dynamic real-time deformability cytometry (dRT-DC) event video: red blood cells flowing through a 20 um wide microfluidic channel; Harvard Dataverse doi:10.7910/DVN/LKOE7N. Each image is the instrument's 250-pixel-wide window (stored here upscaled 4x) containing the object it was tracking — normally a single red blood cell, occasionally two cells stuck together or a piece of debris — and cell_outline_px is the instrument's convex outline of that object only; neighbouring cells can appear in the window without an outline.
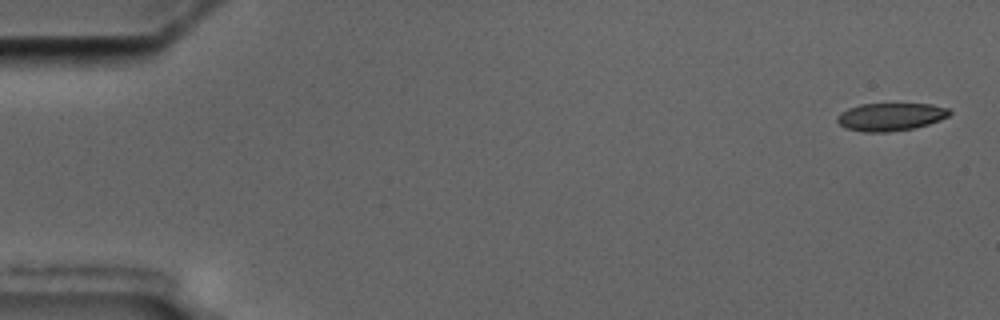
{"species": "common noctule bat (a hibernating species)", "species_latin": "Nyctalus noctula", "temperature_condition": "cold", "stored_images_in_passage": 12, "camera_frame_rate_fps": 3000, "um_per_image_px": 0.085, "animal": {"sex": "male", "body_mass_g": 17.5, "forearm_length_mm": 52.3}, "frame": {"image": 1, "passage_image": 1, "time_ms": 0.0, "image_size_px": [1000, 320], "cell_outline_px": [[952, 112], [948, 116], [940, 120], [928, 124], [912, 128], [888, 132], [864, 132], [844, 128], [836, 120], [836, 116], [840, 112], [848, 108], [860, 104], [932, 104], [948, 108]], "centroid_in_image_um": [75.67, 9.92], "position_along_channel_um": 9.3, "area_um2": 18.26}}
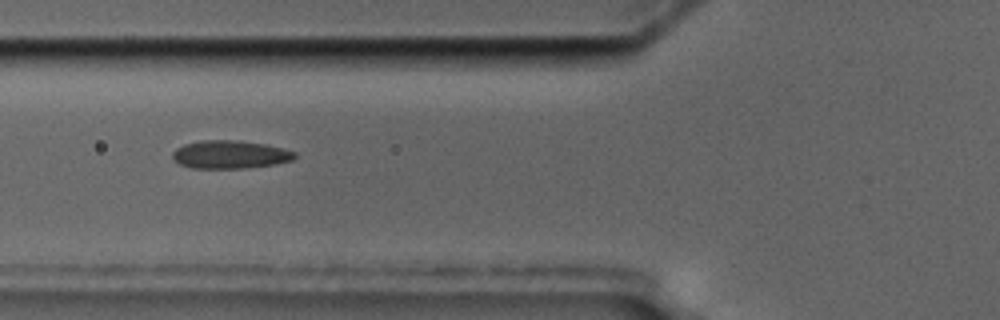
{"frame": {"image": 2, "passage_image": 6, "time_ms": 6.667, "image_size_px": [1000, 320], "cell_outline_px": [[296, 156], [292, 160], [276, 164], [248, 168], [192, 168], [180, 164], [172, 160], [172, 152], [176, 148], [184, 144], [200, 140], [240, 140], [268, 144], [284, 148], [296, 152]], "centroid_in_image_um": [19.56, 13.13], "position_along_channel_um": 106.2, "area_um2": 20.35}}
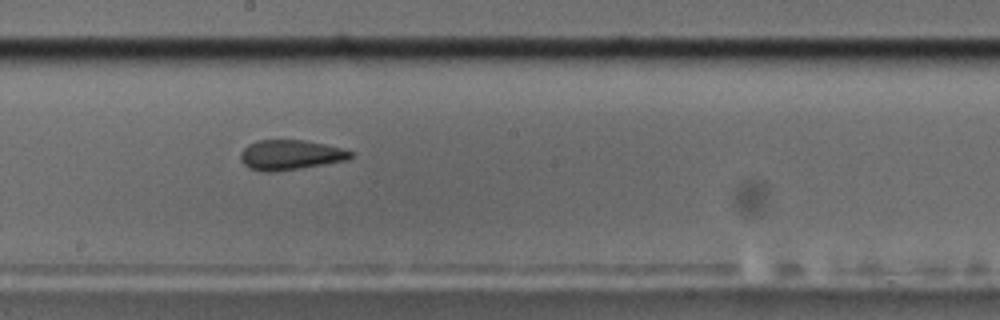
{"frame": {"image": 3, "passage_image": 9, "time_ms": 10.0, "image_size_px": [1000, 320], "cell_outline_px": [[352, 156], [348, 160], [276, 172], [264, 172], [248, 168], [240, 160], [240, 152], [248, 144], [256, 140], [304, 140], [324, 144], [340, 148], [352, 152]], "centroid_in_image_um": [24.63, 13.17], "position_along_channel_um": 223.6, "area_um2": 19.25}}